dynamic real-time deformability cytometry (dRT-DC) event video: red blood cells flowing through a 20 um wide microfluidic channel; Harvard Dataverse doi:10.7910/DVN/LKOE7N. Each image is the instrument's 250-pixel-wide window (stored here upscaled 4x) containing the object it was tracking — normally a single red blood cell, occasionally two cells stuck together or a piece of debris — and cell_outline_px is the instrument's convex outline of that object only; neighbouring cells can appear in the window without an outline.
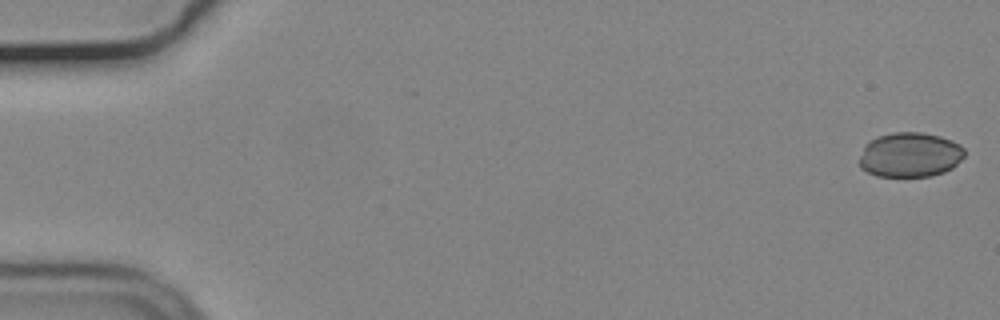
{"species": "common noctule bat (a hibernating species)", "species_latin": "Nyctalus noctula", "temperature_condition": "cold", "stored_images_in_passage": 13, "camera_frame_rate_fps": 3000, "um_per_image_px": 0.085, "animal": {"sex": "male", "body_mass_g": 19.2, "forearm_length_mm": 51.8}, "frame": {"image": 1, "passage_image": 1, "time_ms": 0.0, "image_size_px": [1000, 320], "cell_outline_px": [[964, 156], [952, 168], [944, 172], [932, 176], [876, 176], [860, 168], [860, 156], [864, 144], [876, 136], [892, 132], [920, 132], [940, 136], [952, 140], [960, 144], [964, 148]], "centroid_in_image_um": [77.34, 13.15], "position_along_channel_um": 7.7, "area_um2": 27.63}}